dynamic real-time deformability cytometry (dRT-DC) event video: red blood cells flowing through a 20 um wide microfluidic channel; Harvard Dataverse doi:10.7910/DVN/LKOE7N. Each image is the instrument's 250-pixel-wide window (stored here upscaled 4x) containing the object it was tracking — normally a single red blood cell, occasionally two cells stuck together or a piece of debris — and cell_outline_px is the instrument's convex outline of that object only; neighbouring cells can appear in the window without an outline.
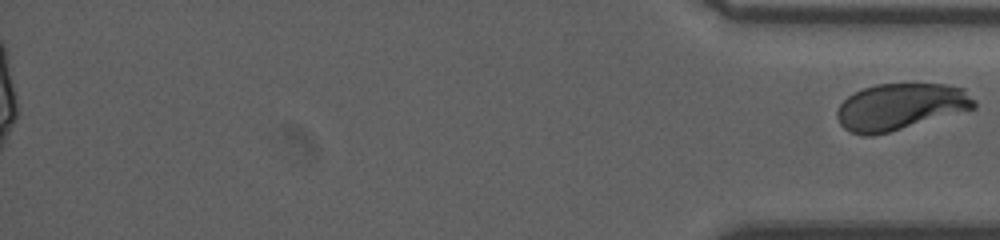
{"species": "human", "species_latin": "Homo sapiens", "temperature_condition": "room temperature", "stored_images_in_passage": 39, "segment_of_instrument_passage": [2, 2], "camera_frame_rate_fps": 3000, "um_per_image_px": 0.085, "donor": {"sex": "male"}, "frame": {"image": 1, "passage_image": 39, "time_ms": 12.667, "image_size_px": [1000, 240], "cell_outline_px": [[976, 108], [888, 132], [872, 136], [864, 136], [852, 132], [844, 128], [840, 124], [836, 116], [836, 112], [840, 104], [848, 96], [864, 88], [876, 84], [948, 84], [964, 88], [976, 100]], "centroid_in_image_um": [76.55, 9.06], "position_along_channel_um": 358.7, "area_um2": 37.11}}